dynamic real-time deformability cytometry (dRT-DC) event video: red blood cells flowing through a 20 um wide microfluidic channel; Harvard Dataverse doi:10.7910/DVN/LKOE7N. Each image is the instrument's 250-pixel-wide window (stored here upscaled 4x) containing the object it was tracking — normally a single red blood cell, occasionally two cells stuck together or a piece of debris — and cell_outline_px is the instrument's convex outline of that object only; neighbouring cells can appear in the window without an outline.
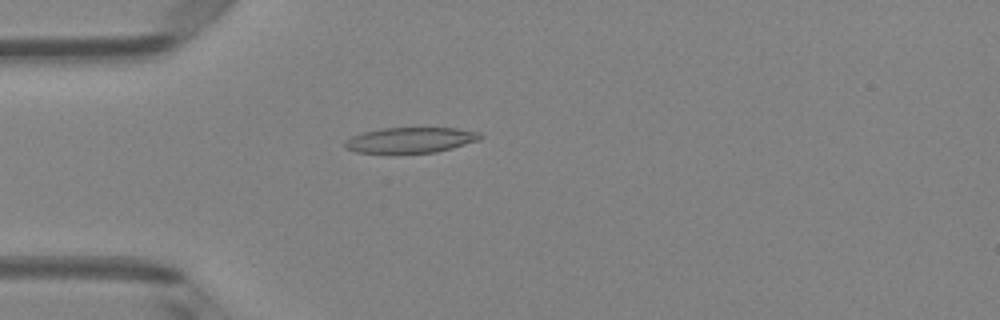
{"species": "Egyptian fruit bat (a non-hibernating species)", "species_latin": "Rousettus aegyptiacus", "temperature_condition": "room temperature", "stored_images_in_passage": 50, "camera_frame_rate_fps": 3000, "um_per_image_px": 0.085, "animal": {"sex": "female"}, "frame": {"image": 1, "passage_image": 14, "time_ms": 4.333, "image_size_px": [1000, 320], "cell_outline_px": [[484, 136], [480, 140], [452, 148], [436, 152], [356, 152], [344, 148], [344, 140], [352, 136], [364, 132], [380, 128], [456, 128], [480, 132]], "centroid_in_image_um": [34.91, 11.89], "position_along_channel_um": 50.1, "area_um2": 20.0}}
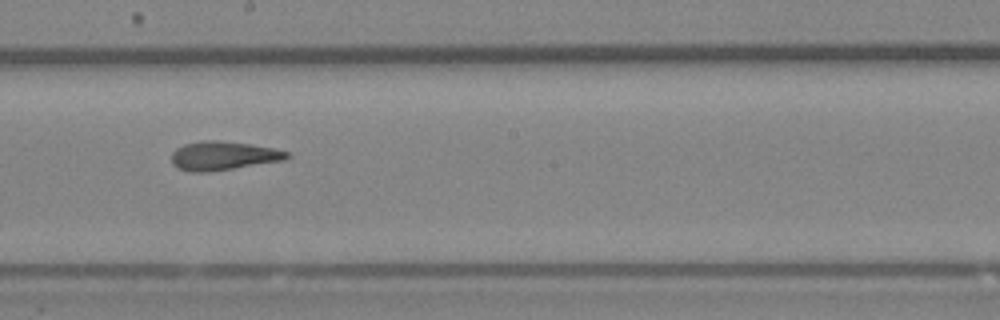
{"frame": {"image": 2, "passage_image": 28, "time_ms": 9.0, "image_size_px": [1000, 320], "cell_outline_px": [[292, 156], [284, 160], [208, 172], [192, 172], [176, 168], [172, 164], [172, 152], [176, 148], [184, 144], [204, 140], [220, 140], [248, 144], [272, 148], [292, 152]], "centroid_in_image_um": [18.97, 13.24], "position_along_channel_um": 229.2, "area_um2": 19.42}}
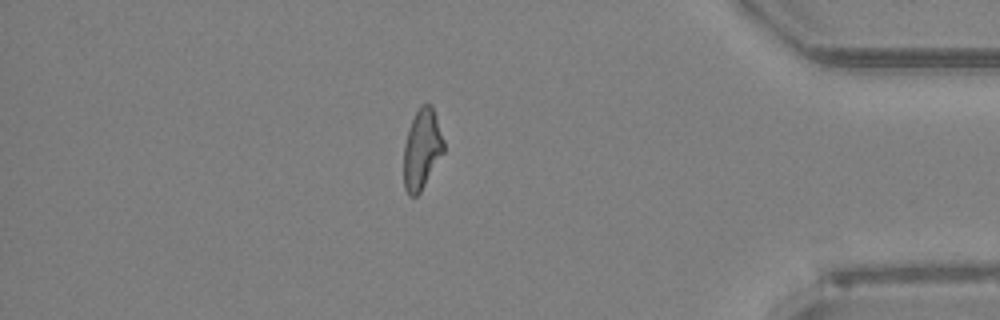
{"frame": {"image": 3, "passage_image": 43, "time_ms": 14.0, "image_size_px": [1000, 320], "cell_outline_px": [[444, 152], [420, 192], [416, 196], [408, 196], [404, 188], [404, 144], [408, 128], [420, 104], [432, 104], [444, 140]], "centroid_in_image_um": [35.86, 12.67], "position_along_channel_um": 399.3, "area_um2": 18.73}, "authors_computed_cell_mechanics": {"area_um2": 19.5364, "velocity_mm_per_s": 4.0942, "shape_relaxation_time_tau1_ms": 10.4977, "shape_relaxation_time_tau2_ms": 2.0929, "deformation_change_tau1": 0.2516, "deformation_change_tau2": 0.1129}}